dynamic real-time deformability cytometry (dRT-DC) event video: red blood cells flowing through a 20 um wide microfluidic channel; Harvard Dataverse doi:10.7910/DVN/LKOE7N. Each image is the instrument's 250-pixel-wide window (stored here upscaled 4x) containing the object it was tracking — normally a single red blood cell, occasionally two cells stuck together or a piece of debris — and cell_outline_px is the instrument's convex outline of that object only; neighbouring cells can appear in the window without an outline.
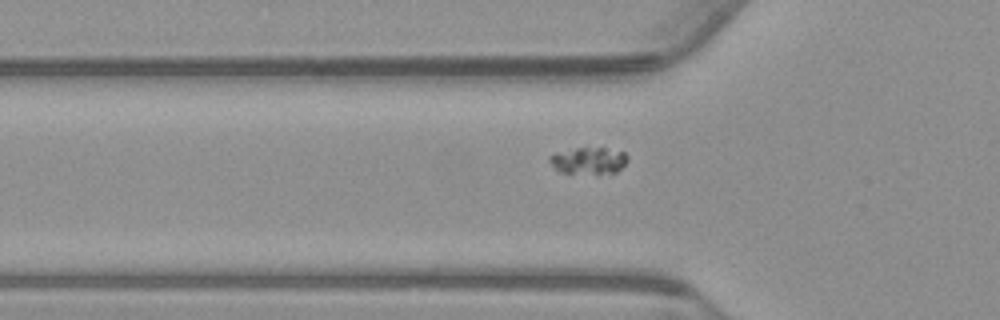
{"species": "common noctule bat (a hibernating species)", "species_latin": "Nyctalus noctula", "temperature_condition": "warm", "stored_images_in_passage": 41, "camera_frame_rate_fps": 3000, "um_per_image_px": 0.085, "animal": {"sex": "male", "body_mass_g": 23.1, "forearm_length_mm": 52.7}, "frame": {"image": 1, "passage_image": 3, "time_ms": 0.667, "image_size_px": [1000, 320], "cell_outline_px": [[628, 160], [616, 172], [596, 176], [560, 172], [548, 160], [548, 156], [556, 152], [576, 148], [604, 148], [624, 152], [628, 156]], "centroid_in_image_um": [50.03, 13.69], "position_along_channel_um": 75.8, "area_um2": 12.54}}
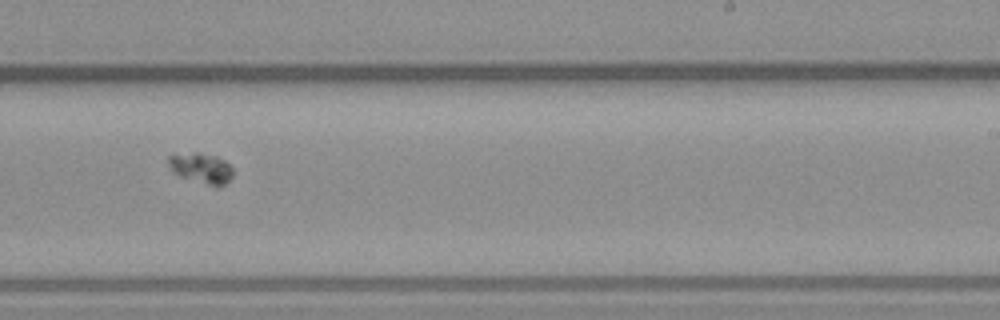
{"frame": {"image": 2, "passage_image": 19, "time_ms": 6.0, "image_size_px": [1000, 320], "cell_outline_px": [[232, 176], [220, 188], [216, 188], [180, 176], [172, 172], [168, 164], [168, 156], [192, 152], [196, 152], [216, 156], [224, 160], [232, 168]], "centroid_in_image_um": [17.1, 14.31], "position_along_channel_um": 271.9, "area_um2": 11.5}}
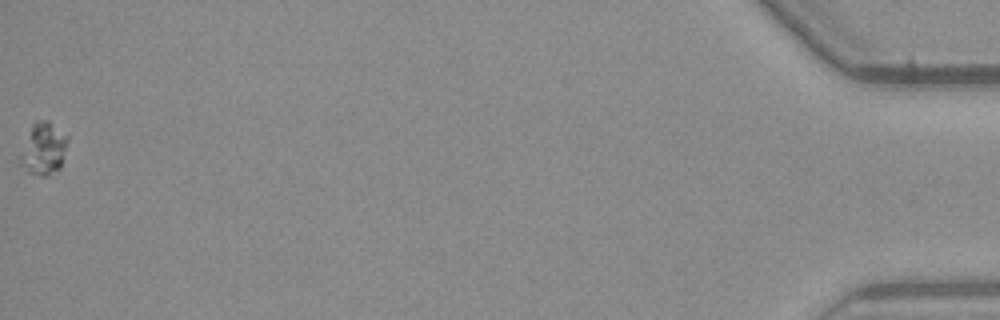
{"frame": {"image": 3, "passage_image": 41, "time_ms": 13.333, "image_size_px": [1000, 320], "cell_outline_px": [[68, 136], [60, 168], [48, 176], [40, 176], [28, 172], [28, 160], [32, 124], [36, 120], [48, 120]], "centroid_in_image_um": [3.9, 12.61], "position_along_channel_um": 431.3, "area_um2": 12.43}}